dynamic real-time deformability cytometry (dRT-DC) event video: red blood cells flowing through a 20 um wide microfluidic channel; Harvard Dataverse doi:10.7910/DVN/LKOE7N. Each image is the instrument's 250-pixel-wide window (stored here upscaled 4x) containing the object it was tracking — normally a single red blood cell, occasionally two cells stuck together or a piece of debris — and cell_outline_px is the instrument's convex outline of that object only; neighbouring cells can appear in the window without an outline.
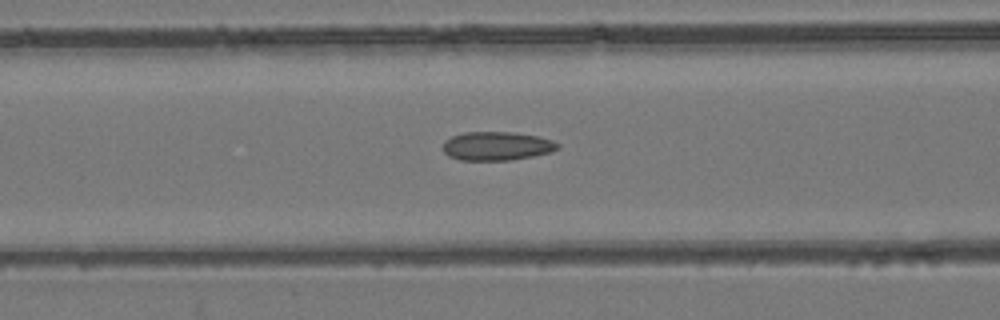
{"species": "common noctule bat (a hibernating species)", "species_latin": "Nyctalus noctula", "temperature_condition": "room temperature", "stored_images_in_passage": 57, "camera_frame_rate_fps": 3000, "um_per_image_px": 0.085, "animal": {"sex": "female", "body_mass_g": 24.6, "forearm_length_mm": 56.2}, "frame": {"image": 1, "passage_image": 24, "time_ms": 7.667, "image_size_px": [1000, 320], "cell_outline_px": [[560, 148], [552, 152], [512, 160], [460, 160], [448, 156], [444, 152], [444, 140], [452, 136], [464, 132], [512, 132], [536, 136], [552, 140], [560, 144]], "centroid_in_image_um": [42.23, 12.41], "position_along_channel_um": 124.4, "area_um2": 19.25}}
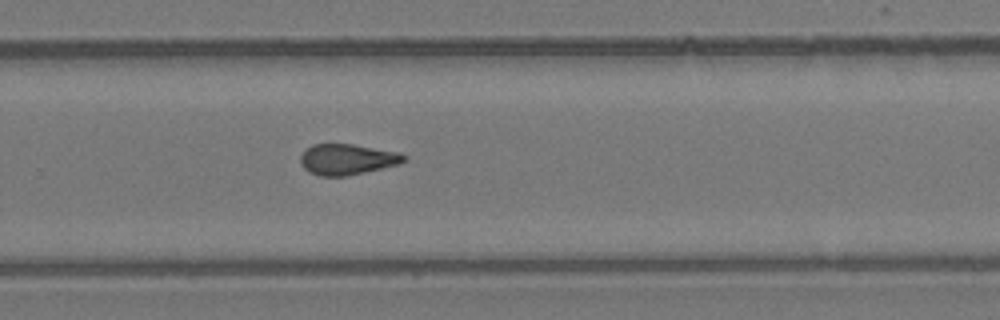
{"frame": {"image": 2, "passage_image": 38, "time_ms": 12.333, "image_size_px": [1000, 320], "cell_outline_px": [[408, 160], [400, 164], [348, 176], [320, 176], [304, 168], [300, 164], [300, 156], [312, 144], [352, 144], [400, 152], [408, 156]], "centroid_in_image_um": [29.57, 13.54], "position_along_channel_um": 300.2, "area_um2": 18.67}}
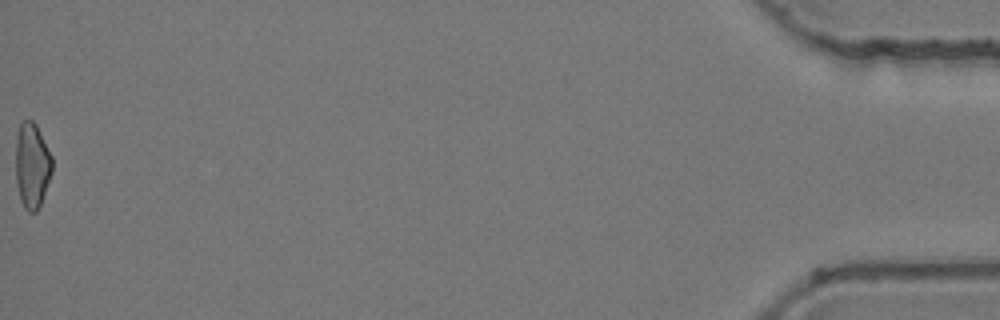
{"frame": {"image": 3, "passage_image": 57, "time_ms": 18.667, "image_size_px": [1000, 320], "cell_outline_px": [[52, 172], [40, 204], [36, 212], [28, 212], [24, 208], [20, 200], [16, 184], [16, 136], [20, 124], [24, 120], [32, 120], [36, 124], [52, 156]], "centroid_in_image_um": [2.71, 14.06], "position_along_channel_um": 432.5, "area_um2": 18.15}, "authors_computed_cell_mechanics": {"area_um2": 18.9006, "velocity_mm_per_s": 3.7817, "shape_relaxation_time_tau1_ms": null, "shape_relaxation_time_tau2_ms": 2.5012, "deformation_change_tau1": null, "deformation_change_tau2": 0.1073}}